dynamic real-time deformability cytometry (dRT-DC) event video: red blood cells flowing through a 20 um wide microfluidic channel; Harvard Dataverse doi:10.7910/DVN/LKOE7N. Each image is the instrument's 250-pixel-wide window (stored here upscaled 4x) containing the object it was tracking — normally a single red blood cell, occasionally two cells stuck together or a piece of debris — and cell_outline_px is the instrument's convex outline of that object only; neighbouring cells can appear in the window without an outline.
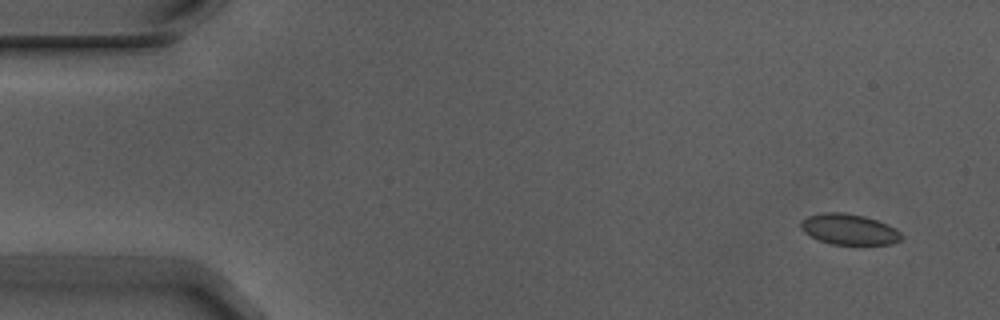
{"species": "Egyptian fruit bat (a non-hibernating species)", "species_latin": "Rousettus aegyptiacus", "temperature_condition": "warm", "stored_images_in_passage": 5, "camera_frame_rate_fps": 3000, "um_per_image_px": 0.085, "animal": {"sex": "male"}, "frame": {"image": 1, "passage_image": 1, "time_ms": 0.0, "image_size_px": [1000, 320], "cell_outline_px": [[904, 236], [900, 240], [892, 244], [832, 244], [820, 240], [804, 232], [800, 228], [800, 220], [808, 216], [824, 212], [844, 212], [864, 216], [888, 224], [896, 228]], "centroid_in_image_um": [72.18, 19.48], "position_along_channel_um": 12.8, "area_um2": 18.03}}
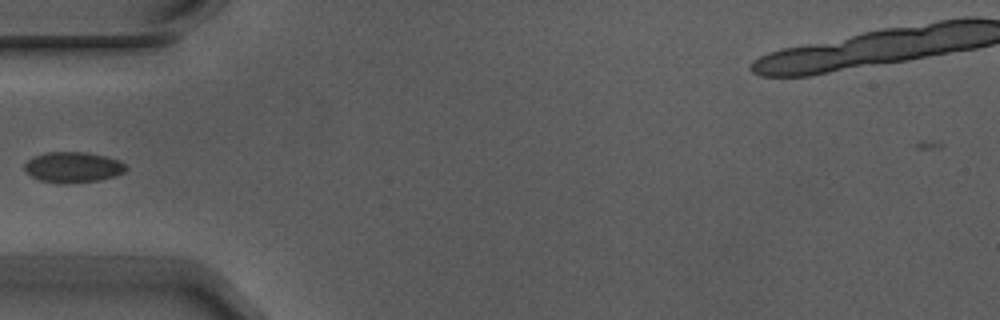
{"frame": {"image": 2, "passage_image": 5, "time_ms": 1.333, "image_size_px": [1000, 320], "cell_outline_px": [[128, 168], [124, 172], [116, 176], [100, 180], [68, 184], [60, 184], [40, 180], [32, 176], [24, 168], [24, 164], [28, 160], [44, 152], [88, 152], [120, 160]], "centroid_in_image_um": [6.23, 14.22], "position_along_channel_um": 78.8, "area_um2": 18.21}}